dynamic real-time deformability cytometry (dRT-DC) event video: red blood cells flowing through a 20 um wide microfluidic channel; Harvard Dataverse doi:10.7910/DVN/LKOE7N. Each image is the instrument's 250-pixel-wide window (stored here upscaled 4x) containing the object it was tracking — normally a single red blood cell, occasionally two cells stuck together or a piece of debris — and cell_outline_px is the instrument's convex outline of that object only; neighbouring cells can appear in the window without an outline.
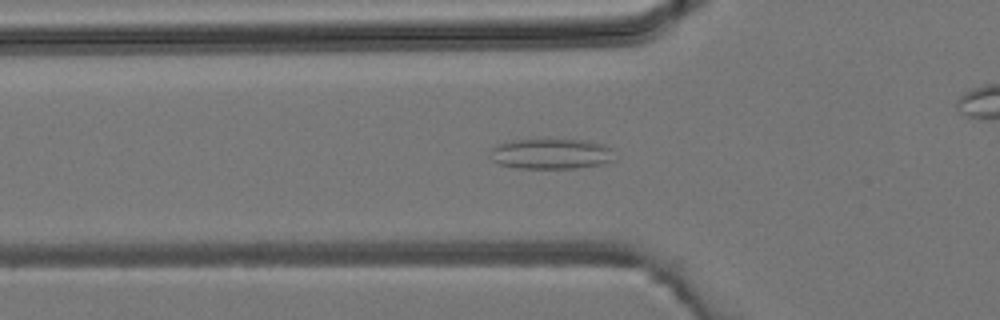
{"species": "common noctule bat (a hibernating species)", "species_latin": "Nyctalus noctula", "temperature_condition": "room temperature", "stored_images_in_passage": 35, "camera_frame_rate_fps": 3000, "um_per_image_px": 0.085, "animal": {"sex": "male", "body_mass_g": 19.2, "forearm_length_mm": 51.8}, "frame": {"image": 1, "passage_image": 5, "time_ms": 1.333, "image_size_px": [1000, 320], "cell_outline_px": [[616, 160], [604, 164], [576, 168], [516, 168], [500, 164], [492, 160], [488, 152], [492, 148], [500, 144], [516, 140], [588, 140], [604, 144], [612, 148]], "centroid_in_image_um": [46.91, 13.08], "position_along_channel_um": 78.9, "area_um2": 22.2}}
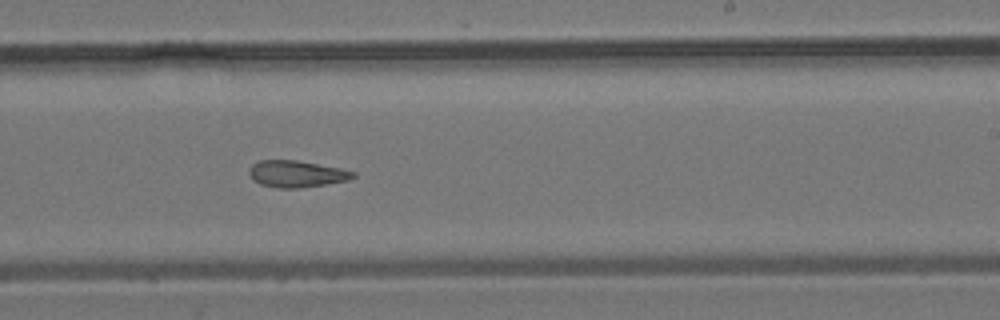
{"frame": {"image": 2, "passage_image": 17, "time_ms": 5.333, "image_size_px": [1000, 320], "cell_outline_px": [[356, 176], [348, 180], [324, 184], [296, 188], [280, 188], [260, 184], [252, 180], [248, 172], [248, 168], [252, 164], [260, 160], [296, 160], [340, 168], [356, 172]], "centroid_in_image_um": [25.17, 14.77], "position_along_channel_um": 263.8, "area_um2": 16.13}}
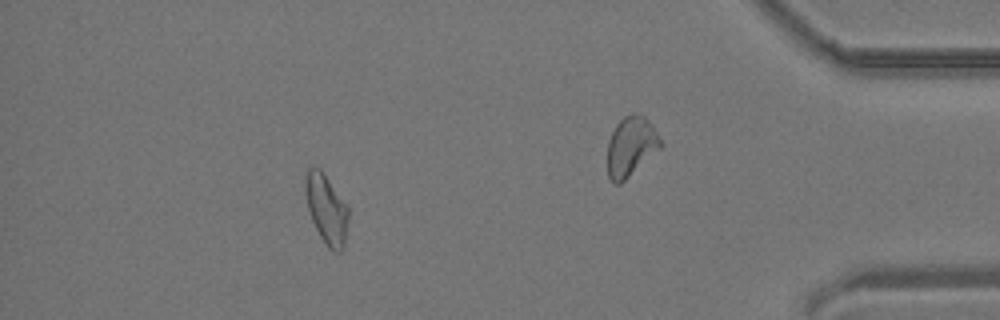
{"frame": {"image": 3, "passage_image": 30, "time_ms": 9.667, "image_size_px": [1000, 320], "cell_outline_px": [[348, 220], [344, 248], [340, 252], [332, 252], [328, 248], [320, 236], [312, 220], [308, 208], [304, 188], [304, 180], [308, 168], [320, 168], [348, 208]], "centroid_in_image_um": [27.74, 17.81], "position_along_channel_um": 407.5, "area_um2": 17.22}}